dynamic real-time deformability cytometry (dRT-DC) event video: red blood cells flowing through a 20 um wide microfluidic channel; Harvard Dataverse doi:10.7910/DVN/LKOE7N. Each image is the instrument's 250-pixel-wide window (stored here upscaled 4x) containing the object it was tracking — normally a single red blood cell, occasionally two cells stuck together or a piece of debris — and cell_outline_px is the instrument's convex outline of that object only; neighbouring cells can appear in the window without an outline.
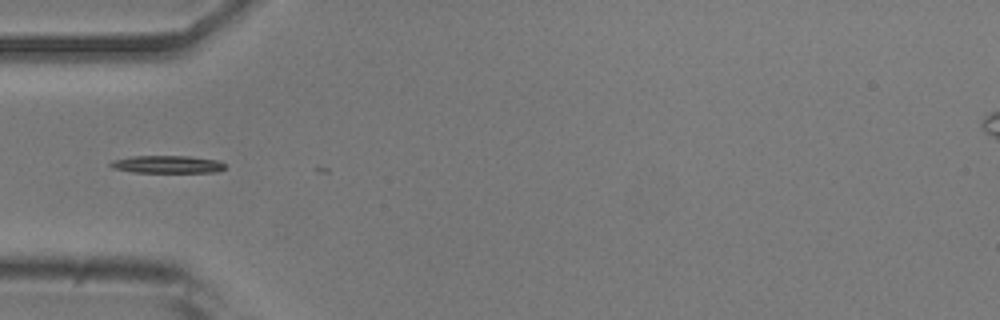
{"species": "common noctule bat (a hibernating species)", "species_latin": "Nyctalus noctula", "temperature_condition": "room temperature", "stored_images_in_passage": 4, "camera_frame_rate_fps": 3000, "um_per_image_px": 0.085, "animal": {"sex": "male", "body_mass_g": 20.5, "forearm_length_mm": 52.5}, "frame": {"image": 1, "passage_image": 2, "time_ms": 0.333, "image_size_px": [1000, 320], "cell_outline_px": [[224, 168], [216, 172], [132, 172], [112, 168], [108, 164], [112, 160], [132, 156], [188, 156], [220, 160], [224, 164]], "centroid_in_image_um": [14.19, 13.96], "position_along_channel_um": 70.8, "area_um2": 11.73}}